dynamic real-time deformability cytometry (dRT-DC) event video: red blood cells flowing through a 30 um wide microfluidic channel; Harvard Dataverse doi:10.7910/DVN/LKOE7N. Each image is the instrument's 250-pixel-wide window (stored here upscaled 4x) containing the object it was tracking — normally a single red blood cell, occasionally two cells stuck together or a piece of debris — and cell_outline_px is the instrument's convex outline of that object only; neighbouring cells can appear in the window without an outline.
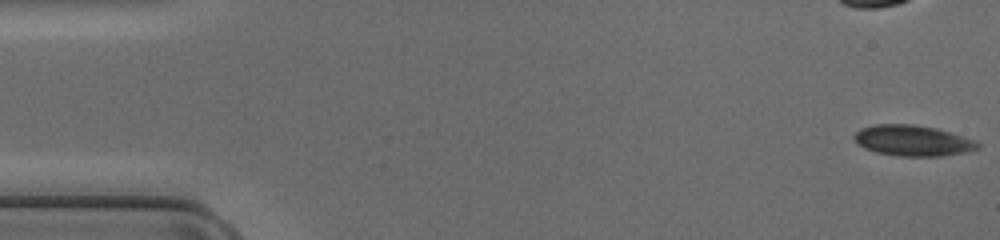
{"species": "common noctule bat (a hibernating species)", "species_latin": "Nyctalus noctula", "temperature_condition": "cold", "stored_images_in_passage": 47, "camera_frame_rate_fps": 3000, "um_per_image_px": 0.085, "animal": {"sex": "female", "body_mass_g": 17.0, "forearm_length_mm": 48.0}, "frame": {"image": 1, "passage_image": 1, "time_ms": 0.0, "image_size_px": [1000, 240], "cell_outline_px": [[980, 148], [964, 152], [944, 156], [896, 156], [876, 152], [864, 148], [856, 144], [852, 140], [852, 136], [860, 128], [876, 124], [912, 124], [936, 128], [976, 140], [980, 144]], "centroid_in_image_um": [77.54, 11.95], "position_along_channel_um": 7.5, "area_um2": 22.37}}
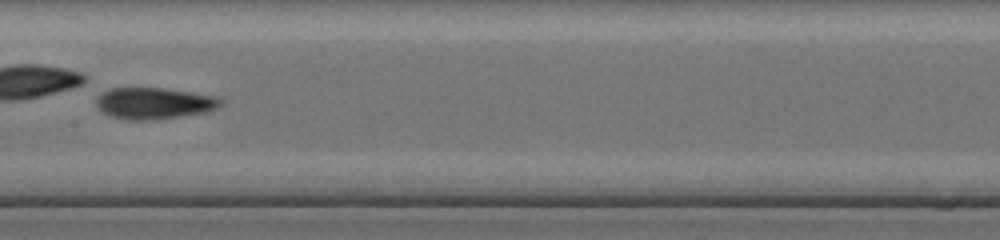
{"frame": {"image": 2, "passage_image": 24, "time_ms": 7.667, "image_size_px": [1000, 240], "cell_outline_px": [[224, 100], [216, 108], [204, 112], [180, 116], [144, 120], [124, 120], [108, 116], [96, 108], [96, 100], [104, 92], [112, 88], [160, 88], [220, 96]], "centroid_in_image_um": [13.08, 8.78], "position_along_channel_um": 194.3, "area_um2": 22.72}}